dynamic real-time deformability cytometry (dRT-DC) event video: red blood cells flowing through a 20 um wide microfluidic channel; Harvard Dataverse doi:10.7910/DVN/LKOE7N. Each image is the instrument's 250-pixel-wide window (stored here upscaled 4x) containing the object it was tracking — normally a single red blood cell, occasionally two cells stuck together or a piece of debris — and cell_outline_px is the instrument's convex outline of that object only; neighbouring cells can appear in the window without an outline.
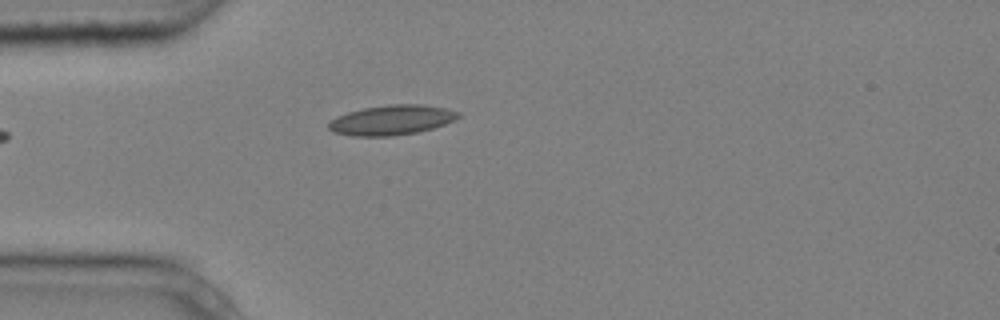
{"species": "common noctule bat (a hibernating species)", "species_latin": "Nyctalus noctula", "temperature_condition": "cold", "stored_images_in_passage": 2, "camera_frame_rate_fps": 3000, "um_per_image_px": 0.085, "animal": {"sex": "male", "body_mass_g": 20.4}, "frame": {"image": 1, "passage_image": 2, "time_ms": 0.333, "image_size_px": [1000, 320], "cell_outline_px": [[460, 116], [456, 120], [420, 132], [392, 136], [352, 136], [332, 132], [328, 128], [328, 124], [336, 116], [348, 112], [364, 108], [388, 104], [424, 104], [448, 108], [460, 112]], "centroid_in_image_um": [33.32, 10.2], "position_along_channel_um": 51.7, "area_um2": 22.83}}